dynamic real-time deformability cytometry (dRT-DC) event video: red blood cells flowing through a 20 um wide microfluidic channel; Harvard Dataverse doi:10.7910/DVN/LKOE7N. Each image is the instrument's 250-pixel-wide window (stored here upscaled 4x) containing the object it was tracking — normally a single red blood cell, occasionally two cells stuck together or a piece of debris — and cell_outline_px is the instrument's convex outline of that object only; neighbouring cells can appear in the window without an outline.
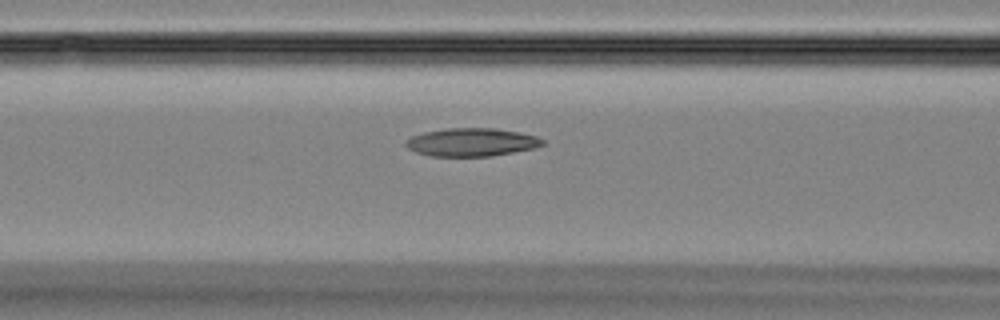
{"species": "Egyptian fruit bat (a non-hibernating species)", "species_latin": "Rousettus aegyptiacus", "temperature_condition": "room temperature", "stored_images_in_passage": 13, "camera_frame_rate_fps": 3000, "um_per_image_px": 0.085, "animal": {"sex": "female"}, "frame": {"image": 1, "passage_image": 11, "time_ms": 3.333, "image_size_px": [1000, 320], "cell_outline_px": [[544, 144], [536, 148], [492, 156], [428, 156], [416, 152], [408, 148], [404, 144], [412, 136], [424, 132], [448, 128], [492, 128], [516, 132], [536, 136], [544, 140]], "centroid_in_image_um": [40.09, 12.09], "position_along_channel_um": 126.5, "area_um2": 22.31}}